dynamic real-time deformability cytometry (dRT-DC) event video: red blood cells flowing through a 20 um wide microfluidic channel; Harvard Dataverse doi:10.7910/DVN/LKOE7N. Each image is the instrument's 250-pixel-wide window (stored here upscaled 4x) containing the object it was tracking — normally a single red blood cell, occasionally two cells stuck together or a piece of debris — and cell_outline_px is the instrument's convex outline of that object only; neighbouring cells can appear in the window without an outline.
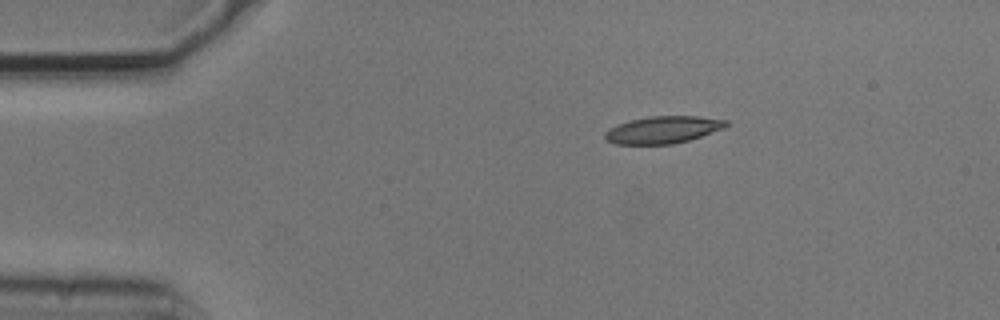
{"species": "common noctule bat (a hibernating species)", "species_latin": "Nyctalus noctula", "temperature_condition": "cold", "stored_images_in_passage": 46, "camera_frame_rate_fps": 3000, "um_per_image_px": 0.085, "animal": {"sex": "male", "body_mass_g": 20.5, "forearm_length_mm": 52.5}, "frame": {"image": 1, "passage_image": 1, "time_ms": 0.0, "image_size_px": [1000, 320], "cell_outline_px": [[728, 124], [724, 128], [688, 140], [672, 144], [616, 144], [604, 140], [604, 132], [608, 128], [616, 124], [648, 116], [700, 116], [728, 120]], "centroid_in_image_um": [56.31, 11.02], "position_along_channel_um": 28.7, "area_um2": 19.25}}
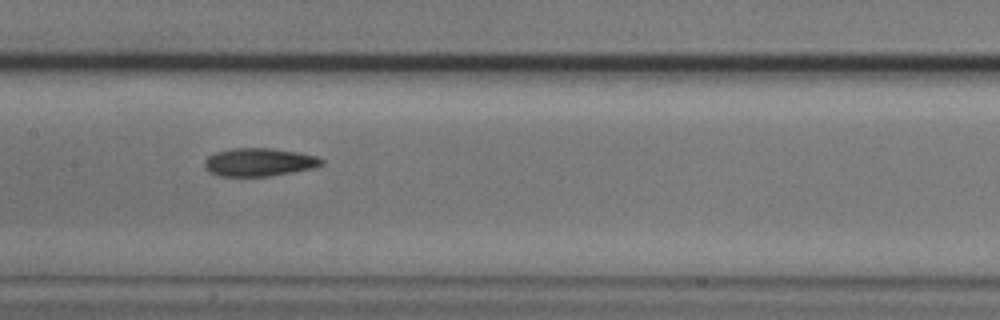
{"frame": {"image": 2, "passage_image": 18, "time_ms": 5.667, "image_size_px": [1000, 320], "cell_outline_px": [[324, 164], [316, 168], [268, 176], [216, 176], [208, 172], [204, 168], [204, 160], [208, 156], [216, 152], [232, 148], [272, 148], [300, 152], [316, 156], [324, 160]], "centroid_in_image_um": [22.02, 13.78], "position_along_channel_um": 185.4, "area_um2": 19.48}}
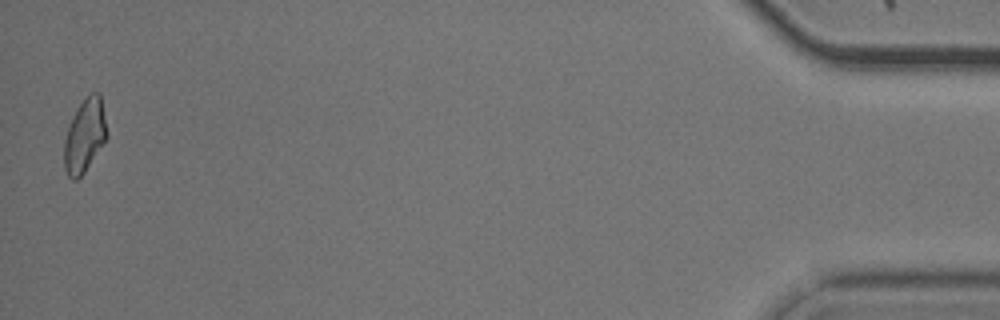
{"frame": {"image": 3, "passage_image": 45, "time_ms": 14.667, "image_size_px": [1000, 320], "cell_outline_px": [[108, 136], [84, 172], [76, 180], [72, 180], [68, 176], [64, 168], [64, 140], [68, 128], [76, 108], [92, 92], [100, 92], [108, 132]], "centroid_in_image_um": [7.2, 11.53], "position_along_channel_um": 428.0, "area_um2": 18.15}, "authors_computed_cell_mechanics": {"area_um2": 18.8717, "velocity_mm_per_s": 3.718, "shape_relaxation_time_tau1_ms": 6.7485, "shape_relaxation_time_tau2_ms": 4.9526, "deformation_change_tau1": 0.1793, "deformation_change_tau2": 0.1268}}